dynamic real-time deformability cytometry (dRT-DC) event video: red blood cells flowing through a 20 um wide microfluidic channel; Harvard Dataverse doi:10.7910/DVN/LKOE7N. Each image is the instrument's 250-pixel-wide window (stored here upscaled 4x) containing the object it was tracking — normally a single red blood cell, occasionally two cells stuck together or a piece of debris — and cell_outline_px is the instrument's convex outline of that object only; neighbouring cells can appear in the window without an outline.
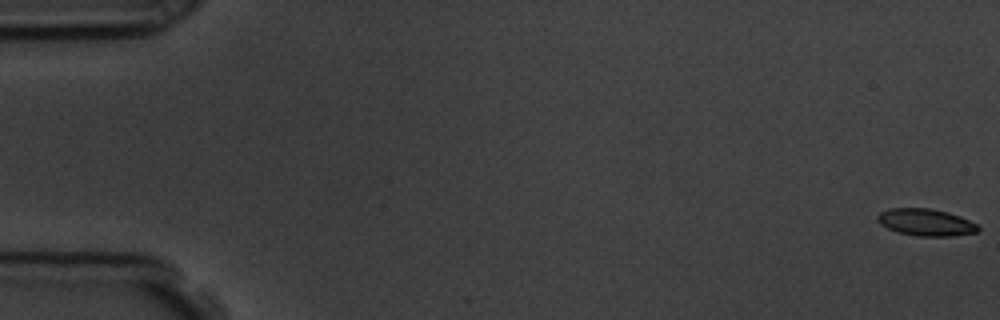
{"species": "common noctule bat (a hibernating species)", "species_latin": "Nyctalus noctula", "temperature_condition": "room temperature", "stored_images_in_passage": 7, "camera_frame_rate_fps": 3000, "um_per_image_px": 0.085, "animal": {"sex": "male", "body_mass_g": 19.5, "forearm_length_mm": 54.6}, "frame": {"image": 1, "passage_image": 1, "time_ms": 0.0, "image_size_px": [1000, 320], "cell_outline_px": [[980, 232], [952, 236], [916, 236], [896, 232], [880, 224], [876, 220], [876, 216], [880, 212], [888, 208], [928, 208], [948, 212], [960, 216], [976, 224], [980, 228]], "centroid_in_image_um": [78.68, 18.9], "position_along_channel_um": 6.3, "area_um2": 16.01}}